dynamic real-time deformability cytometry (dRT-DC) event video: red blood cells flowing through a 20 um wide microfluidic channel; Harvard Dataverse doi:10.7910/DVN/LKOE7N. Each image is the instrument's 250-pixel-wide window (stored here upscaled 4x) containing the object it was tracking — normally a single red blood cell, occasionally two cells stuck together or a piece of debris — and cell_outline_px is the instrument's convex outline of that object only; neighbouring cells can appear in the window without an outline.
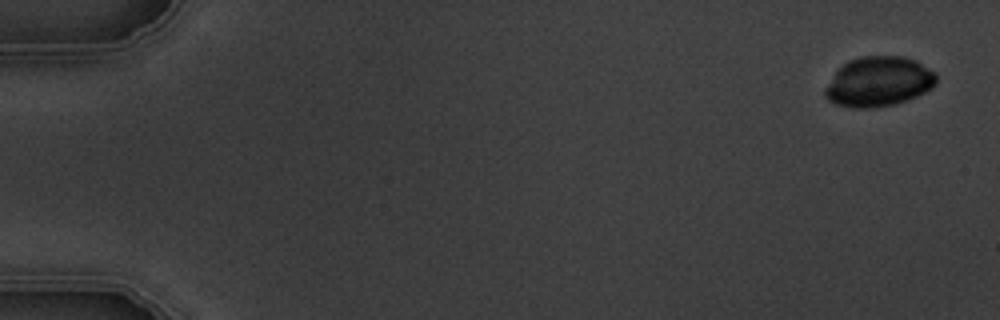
{"species": "common noctule bat (a hibernating species)", "species_latin": "Nyctalus noctula", "temperature_condition": "warm", "stored_images_in_passage": 9, "camera_frame_rate_fps": 3000, "um_per_image_px": 0.085, "animal": {"sex": "male", "body_mass_g": 19.5, "forearm_length_mm": 54.6}, "frame": {"image": 1, "passage_image": 1, "time_ms": 0.0, "image_size_px": [1000, 320], "cell_outline_px": [[936, 84], [932, 88], [916, 96], [892, 104], [872, 108], [852, 108], [836, 104], [828, 100], [824, 96], [824, 88], [836, 72], [848, 60], [860, 56], [904, 56], [916, 60], [936, 72]], "centroid_in_image_um": [74.68, 6.93], "position_along_channel_um": 10.3, "area_um2": 32.31}}